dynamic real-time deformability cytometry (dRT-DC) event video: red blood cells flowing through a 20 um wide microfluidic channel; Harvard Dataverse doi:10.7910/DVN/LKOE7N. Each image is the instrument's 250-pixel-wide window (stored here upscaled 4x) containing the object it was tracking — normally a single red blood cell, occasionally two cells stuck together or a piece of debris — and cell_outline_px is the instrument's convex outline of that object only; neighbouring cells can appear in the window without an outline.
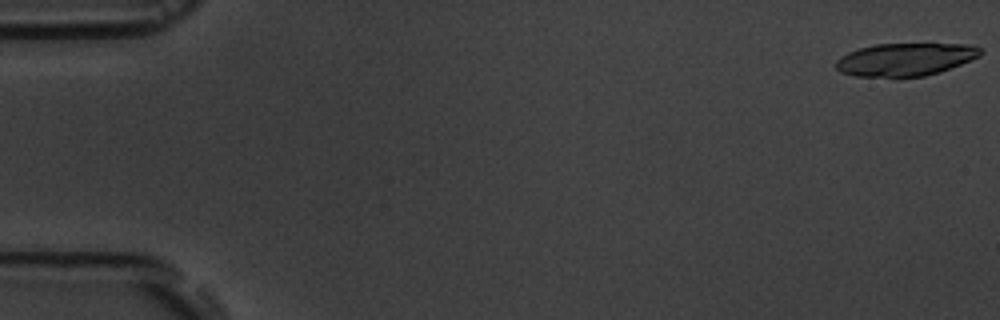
{"species": "common noctule bat (a hibernating species)", "species_latin": "Nyctalus noctula", "temperature_condition": "room temperature", "stored_images_in_passage": 4, "camera_frame_rate_fps": 3000, "um_per_image_px": 0.085, "animal": {"sex": "male", "body_mass_g": 19.5, "forearm_length_mm": 54.6}, "frame": {"image": 1, "passage_image": 1, "time_ms": 0.0, "image_size_px": [1000, 320], "cell_outline_px": [[984, 52], [980, 56], [940, 72], [924, 76], [852, 76], [840, 72], [836, 68], [836, 60], [848, 52], [860, 48], [876, 44], [968, 44], [980, 48]], "centroid_in_image_um": [76.95, 5.04], "position_along_channel_um": 8.1, "area_um2": 27.4}}